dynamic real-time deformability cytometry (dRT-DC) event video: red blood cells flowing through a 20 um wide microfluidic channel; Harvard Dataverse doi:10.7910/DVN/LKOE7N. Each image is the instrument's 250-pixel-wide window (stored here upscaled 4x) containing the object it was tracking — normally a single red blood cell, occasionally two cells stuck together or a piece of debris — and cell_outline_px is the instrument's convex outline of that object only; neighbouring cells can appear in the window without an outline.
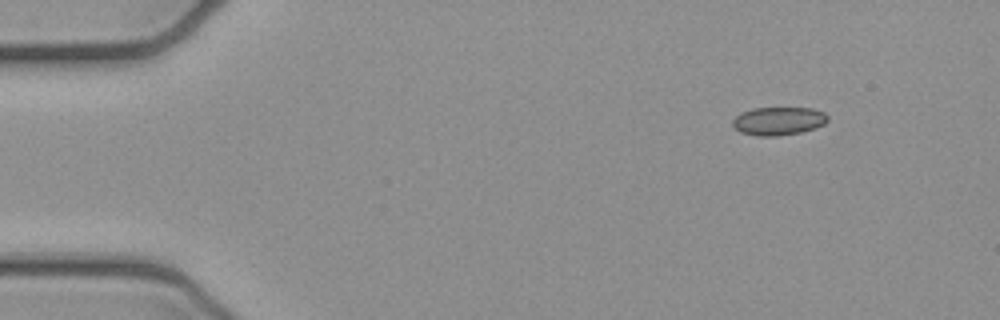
{"species": "common noctule bat (a hibernating species)", "species_latin": "Nyctalus noctula", "temperature_condition": "cold", "stored_images_in_passage": 5, "camera_frame_rate_fps": 3000, "um_per_image_px": 0.085, "animal": {"sex": "female", "body_mass_g": 21.9}, "frame": {"image": 1, "passage_image": 1, "time_ms": 0.0, "image_size_px": [1000, 320], "cell_outline_px": [[828, 120], [824, 124], [816, 128], [800, 132], [776, 136], [760, 136], [740, 132], [732, 124], [732, 120], [740, 112], [752, 108], [812, 108], [824, 112], [828, 116]], "centroid_in_image_um": [66.17, 10.28], "position_along_channel_um": 18.8, "area_um2": 15.66}}
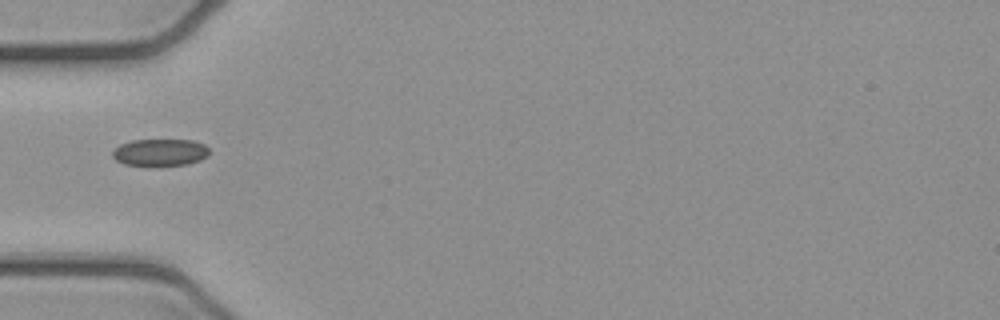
{"frame": {"image": 2, "passage_image": 4, "time_ms": 1.0, "image_size_px": [1000, 320], "cell_outline_px": [[208, 156], [200, 160], [188, 164], [160, 168], [148, 168], [124, 164], [116, 160], [112, 156], [112, 152], [120, 144], [132, 140], [192, 140], [204, 144], [208, 148]], "centroid_in_image_um": [13.59, 13.01], "position_along_channel_um": 71.4, "area_um2": 15.95}}
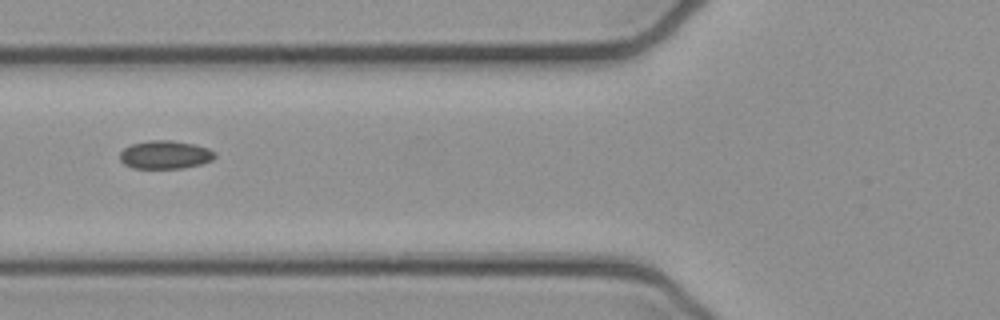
{"frame": {"image": 3, "passage_image": 5, "time_ms": 1.333, "image_size_px": [1000, 320], "cell_outline_px": [[216, 156], [212, 160], [200, 164], [184, 168], [132, 168], [124, 164], [120, 160], [120, 152], [124, 148], [132, 144], [148, 140], [172, 140], [196, 144], [208, 148], [216, 152]], "centroid_in_image_um": [14.05, 13.14], "position_along_channel_um": 111.8, "area_um2": 15.78}}